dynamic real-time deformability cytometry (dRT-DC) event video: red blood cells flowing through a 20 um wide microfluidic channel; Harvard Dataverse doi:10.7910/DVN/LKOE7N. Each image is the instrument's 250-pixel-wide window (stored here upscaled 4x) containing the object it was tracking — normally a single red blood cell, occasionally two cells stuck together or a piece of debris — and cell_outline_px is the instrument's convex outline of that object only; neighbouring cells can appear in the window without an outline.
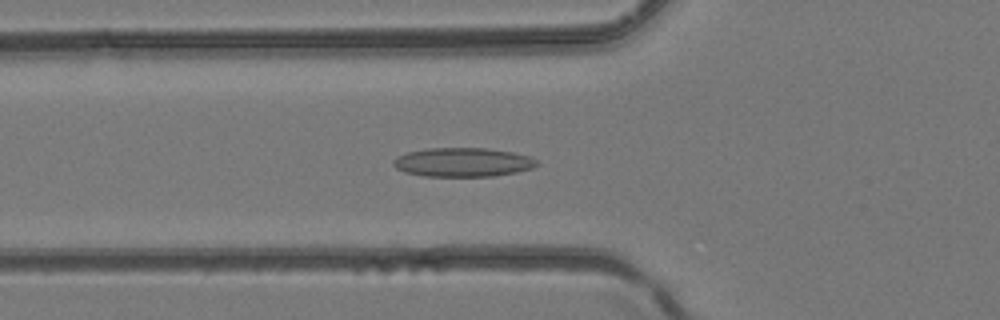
{"species": "common noctule bat (a hibernating species)", "species_latin": "Nyctalus noctula", "temperature_condition": "room temperature", "stored_images_in_passage": 41, "camera_frame_rate_fps": 3000, "um_per_image_px": 0.085, "animal": {"sex": "female", "body_mass_g": 24.6, "forearm_length_mm": 56.2}, "frame": {"image": 1, "passage_image": 15, "time_ms": 4.667, "image_size_px": [1000, 320], "cell_outline_px": [[540, 164], [532, 168], [516, 172], [492, 176], [424, 176], [404, 172], [396, 168], [392, 164], [392, 160], [396, 156], [408, 152], [428, 148], [484, 148], [512, 152], [528, 156], [536, 160]], "centroid_in_image_um": [39.3, 13.79], "position_along_channel_um": 86.5, "area_um2": 24.22}}
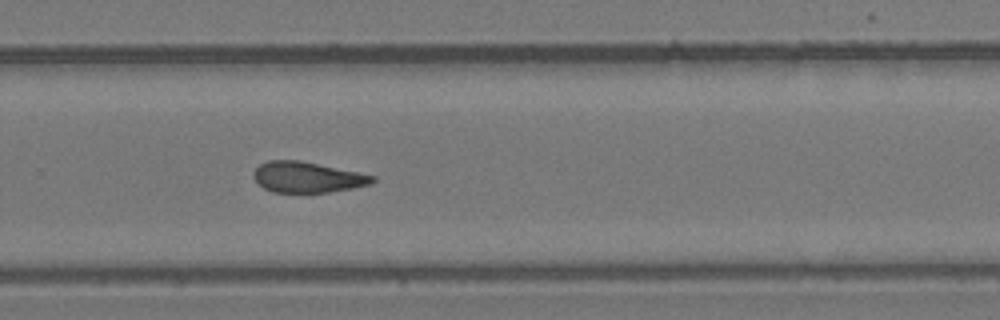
{"frame": {"image": 2, "passage_image": 28, "time_ms": 9.0, "image_size_px": [1000, 320], "cell_outline_px": [[376, 180], [372, 184], [352, 188], [328, 192], [272, 192], [264, 188], [252, 176], [252, 172], [260, 164], [268, 160], [300, 160], [376, 176]], "centroid_in_image_um": [26.12, 15.06], "position_along_channel_um": 303.7, "area_um2": 21.21}}
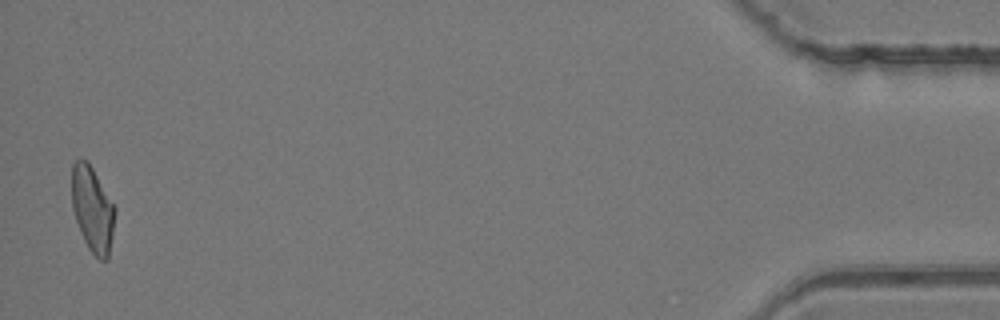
{"frame": {"image": 3, "passage_image": 41, "time_ms": 13.333, "image_size_px": [1000, 320], "cell_outline_px": [[116, 212], [108, 260], [100, 260], [88, 248], [84, 240], [76, 220], [72, 208], [72, 164], [80, 156], [88, 160], [116, 208]], "centroid_in_image_um": [7.86, 17.74], "position_along_channel_um": 427.3, "area_um2": 21.62}}